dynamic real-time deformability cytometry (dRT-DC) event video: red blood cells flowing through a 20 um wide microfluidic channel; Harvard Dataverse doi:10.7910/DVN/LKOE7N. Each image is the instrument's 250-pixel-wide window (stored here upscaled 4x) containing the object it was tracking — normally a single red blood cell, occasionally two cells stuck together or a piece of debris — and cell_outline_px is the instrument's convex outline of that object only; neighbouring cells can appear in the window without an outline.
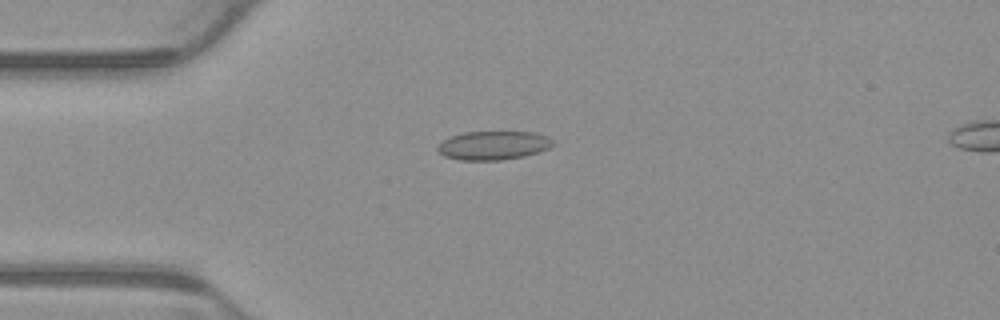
{"species": "common noctule bat (a hibernating species)", "species_latin": "Nyctalus noctula", "temperature_condition": "warm", "stored_images_in_passage": 7, "camera_frame_rate_fps": 3000, "um_per_image_px": 0.085, "animal": {"sex": "male", "body_mass_g": 23.1, "forearm_length_mm": 52.7}, "frame": {"image": 1, "passage_image": 4, "time_ms": 1.0, "image_size_px": [1000, 320], "cell_outline_px": [[556, 144], [548, 148], [524, 156], [500, 160], [460, 160], [444, 156], [436, 148], [444, 140], [452, 136], [464, 132], [532, 132], [548, 136], [556, 140]], "centroid_in_image_um": [41.98, 12.35], "position_along_channel_um": 43.0, "area_um2": 19.25}}
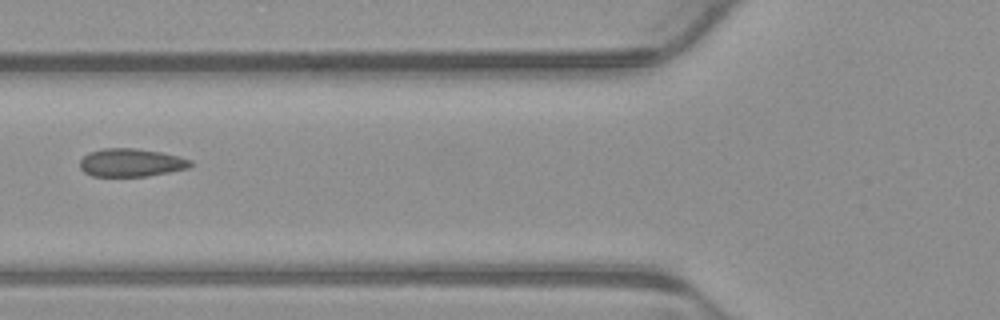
{"frame": {"image": 2, "passage_image": 6, "time_ms": 1.667, "image_size_px": [1000, 320], "cell_outline_px": [[192, 164], [188, 168], [148, 176], [92, 176], [84, 172], [80, 168], [80, 160], [88, 152], [104, 148], [136, 148], [160, 152], [180, 156], [192, 160]], "centroid_in_image_um": [11.14, 13.82], "position_along_channel_um": 114.7, "area_um2": 18.15}}
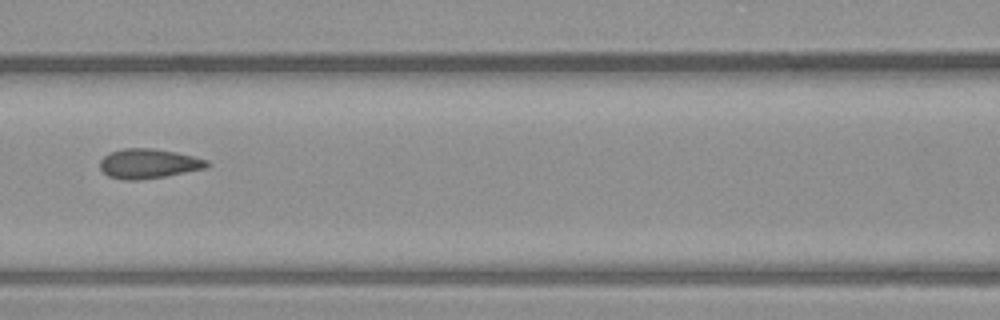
{"frame": {"image": 3, "passage_image": 7, "time_ms": 2.0, "image_size_px": [1000, 320], "cell_outline_px": [[212, 164], [208, 168], [164, 176], [140, 180], [124, 180], [108, 176], [100, 168], [100, 160], [104, 156], [112, 152], [124, 148], [152, 148], [176, 152], [208, 160]], "centroid_in_image_um": [12.66, 13.91], "position_along_channel_um": 153.9, "area_um2": 18.5}}